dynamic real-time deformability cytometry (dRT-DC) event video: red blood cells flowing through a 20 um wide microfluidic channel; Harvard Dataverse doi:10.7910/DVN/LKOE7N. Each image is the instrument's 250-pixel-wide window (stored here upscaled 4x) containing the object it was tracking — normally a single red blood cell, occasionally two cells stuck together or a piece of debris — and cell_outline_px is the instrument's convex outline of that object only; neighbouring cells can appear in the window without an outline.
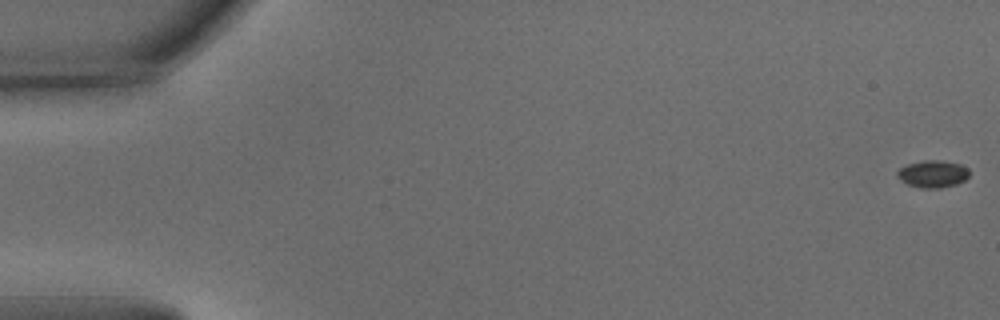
{"species": "common noctule bat (a hibernating species)", "species_latin": "Nyctalus noctula", "temperature_condition": "warm", "stored_images_in_passage": 54, "camera_frame_rate_fps": 3000, "um_per_image_px": 0.085, "animal": {"sex": "male", "body_mass_g": 15.6}, "frame": {"image": 1, "passage_image": 1, "time_ms": 0.0, "image_size_px": [1000, 320], "cell_outline_px": [[968, 176], [964, 180], [956, 184], [940, 188], [920, 188], [908, 184], [900, 180], [896, 176], [896, 172], [900, 168], [908, 164], [924, 160], [940, 160], [960, 164], [968, 168]], "centroid_in_image_um": [79.26, 14.78], "position_along_channel_um": 5.7, "area_um2": 11.39}}
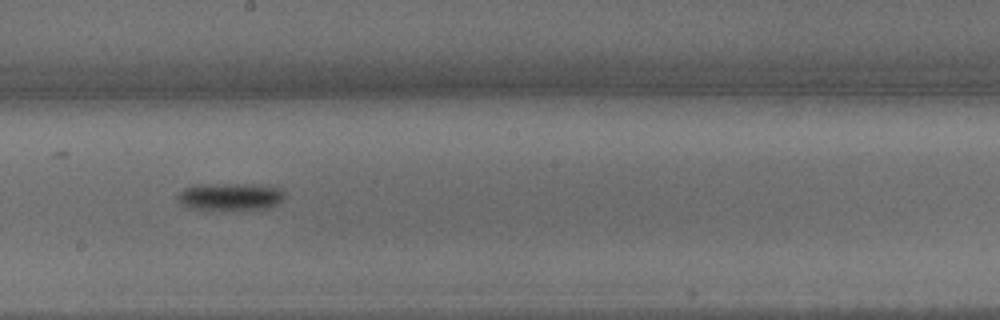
{"frame": {"image": 2, "passage_image": 31, "time_ms": 10.0, "image_size_px": [1000, 320], "cell_outline_px": [[284, 196], [276, 204], [268, 208], [188, 208], [176, 196], [184, 188], [200, 184], [264, 184], [280, 188], [284, 192]], "centroid_in_image_um": [19.61, 16.67], "position_along_channel_um": 228.6, "area_um2": 16.53}}
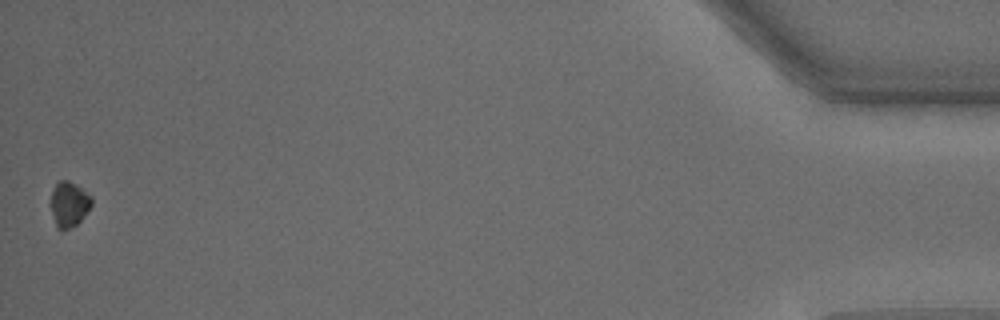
{"frame": {"image": 3, "passage_image": 54, "time_ms": 17.667, "image_size_px": [1000, 320], "cell_outline_px": [[92, 204], [80, 220], [76, 224], [68, 228], [56, 228], [52, 212], [52, 188], [60, 180], [68, 180], [92, 196]], "centroid_in_image_um": [5.87, 17.33], "position_along_channel_um": 429.3, "area_um2": 10.35}, "authors_computed_cell_mechanics": {"area_um2": 12.5426, "velocity_mm_per_s": 3.8008, "shape_relaxation_time_tau1_ms": 1.8116, "shape_relaxation_time_tau2_ms": null, "deformation_change_tau1": 0.1748, "deformation_change_tau2": null}}